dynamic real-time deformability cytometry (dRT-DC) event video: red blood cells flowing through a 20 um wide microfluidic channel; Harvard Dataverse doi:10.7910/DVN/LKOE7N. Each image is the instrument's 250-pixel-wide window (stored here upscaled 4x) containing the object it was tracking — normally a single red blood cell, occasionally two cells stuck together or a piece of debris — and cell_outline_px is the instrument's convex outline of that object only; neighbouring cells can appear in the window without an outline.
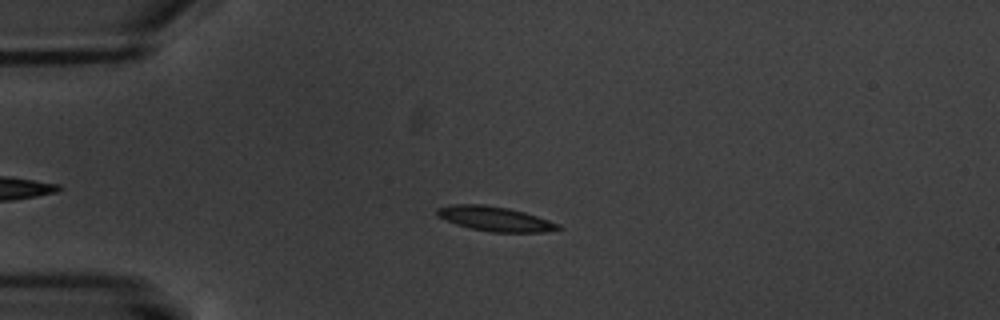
{"species": "common noctule bat (a hibernating species)", "species_latin": "Nyctalus noctula", "temperature_condition": "warm", "stored_images_in_passage": 6, "camera_frame_rate_fps": 3000, "um_per_image_px": 0.085, "animal": {"sex": "male", "body_mass_g": 20.1, "forearm_length_mm": 53.5}, "frame": {"image": 1, "passage_image": 4, "time_ms": 3.333, "image_size_px": [1000, 320], "cell_outline_px": [[564, 228], [544, 232], [492, 232], [472, 228], [456, 224], [436, 216], [436, 208], [452, 204], [484, 204], [508, 208], [524, 212], [560, 224]], "centroid_in_image_um": [42.06, 18.59], "position_along_channel_um": 42.9, "area_um2": 17.34}}